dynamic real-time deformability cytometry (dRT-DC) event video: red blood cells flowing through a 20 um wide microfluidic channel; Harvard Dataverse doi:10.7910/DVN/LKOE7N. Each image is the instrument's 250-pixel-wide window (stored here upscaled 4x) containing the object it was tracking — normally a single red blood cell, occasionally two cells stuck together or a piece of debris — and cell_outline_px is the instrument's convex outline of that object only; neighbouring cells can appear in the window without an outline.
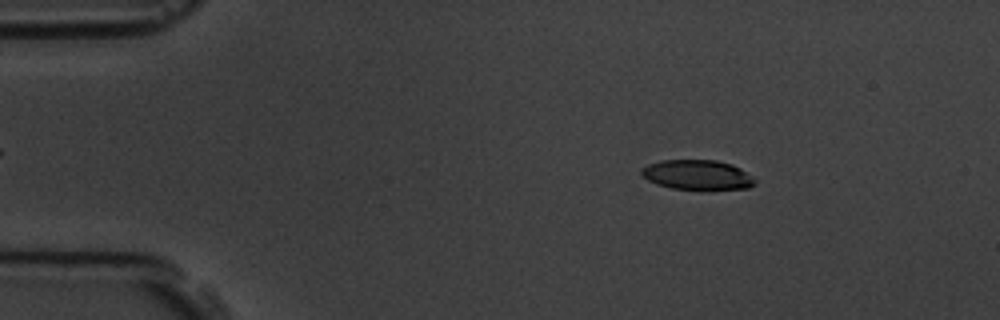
{"species": "common noctule bat (a hibernating species)", "species_latin": "Nyctalus noctula", "temperature_condition": "room temperature", "stored_images_in_passage": 5, "segment_of_instrument_passage": [1, 2], "camera_frame_rate_fps": 3000, "um_per_image_px": 0.085, "animal": {"sex": "male", "body_mass_g": 19.5, "forearm_length_mm": 54.6}, "frame": {"image": 1, "passage_image": 2, "time_ms": 1.0, "image_size_px": [1000, 320], "cell_outline_px": [[756, 184], [748, 188], [672, 188], [656, 184], [648, 180], [640, 172], [640, 168], [648, 164], [660, 160], [716, 160], [732, 164], [740, 168], [756, 180]], "centroid_in_image_um": [59.24, 14.83], "position_along_channel_um": 25.8, "area_um2": 19.36}}